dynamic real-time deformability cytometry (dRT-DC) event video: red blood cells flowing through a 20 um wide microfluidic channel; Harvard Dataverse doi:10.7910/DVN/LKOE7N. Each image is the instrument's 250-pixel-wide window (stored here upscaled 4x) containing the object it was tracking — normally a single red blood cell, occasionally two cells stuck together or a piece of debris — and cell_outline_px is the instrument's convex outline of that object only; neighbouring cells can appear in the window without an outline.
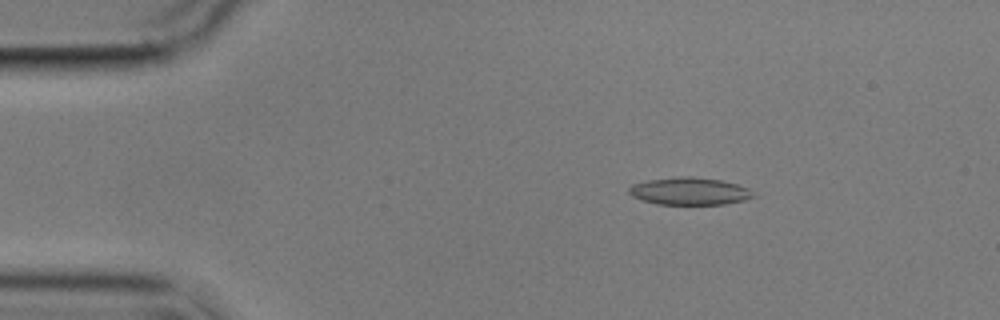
{"species": "common noctule bat (a hibernating species)", "species_latin": "Nyctalus noctula", "temperature_condition": "cold", "stored_images_in_passage": 4, "camera_frame_rate_fps": 3000, "um_per_image_px": 0.085, "animal": {"sex": "male", "body_mass_g": 17.9}, "frame": {"image": 1, "passage_image": 3, "time_ms": 2.333, "image_size_px": [1000, 320], "cell_outline_px": [[756, 196], [744, 200], [724, 204], [656, 204], [640, 200], [632, 196], [628, 192], [628, 188], [632, 184], [648, 180], [680, 176], [692, 176], [720, 180], [736, 184], [748, 188], [756, 192]], "centroid_in_image_um": [58.6, 16.25], "position_along_channel_um": 26.4, "area_um2": 20.0}}